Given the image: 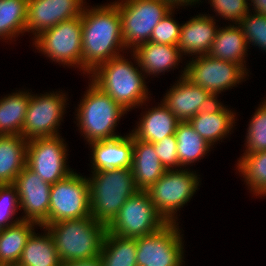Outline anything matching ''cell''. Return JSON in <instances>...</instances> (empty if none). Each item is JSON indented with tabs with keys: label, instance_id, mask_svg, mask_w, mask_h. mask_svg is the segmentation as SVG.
<instances>
[{
	"label": "cell",
	"instance_id": "6da1fadb",
	"mask_svg": "<svg viewBox=\"0 0 266 266\" xmlns=\"http://www.w3.org/2000/svg\"><path fill=\"white\" fill-rule=\"evenodd\" d=\"M82 18V71L90 75L99 65L127 50L123 44L118 7L107 4L88 8Z\"/></svg>",
	"mask_w": 266,
	"mask_h": 266
},
{
	"label": "cell",
	"instance_id": "7a4b0ae2",
	"mask_svg": "<svg viewBox=\"0 0 266 266\" xmlns=\"http://www.w3.org/2000/svg\"><path fill=\"white\" fill-rule=\"evenodd\" d=\"M124 55L112 58L99 65L89 77L103 92L108 94L126 111L139 107L148 101V88L145 85V75ZM92 74V75H91Z\"/></svg>",
	"mask_w": 266,
	"mask_h": 266
},
{
	"label": "cell",
	"instance_id": "3957f363",
	"mask_svg": "<svg viewBox=\"0 0 266 266\" xmlns=\"http://www.w3.org/2000/svg\"><path fill=\"white\" fill-rule=\"evenodd\" d=\"M50 232L61 262L100 257L107 226L92 216L44 225Z\"/></svg>",
	"mask_w": 266,
	"mask_h": 266
},
{
	"label": "cell",
	"instance_id": "277c9868",
	"mask_svg": "<svg viewBox=\"0 0 266 266\" xmlns=\"http://www.w3.org/2000/svg\"><path fill=\"white\" fill-rule=\"evenodd\" d=\"M91 176L87 178L91 216L108 226L128 198L138 191L132 168L94 171Z\"/></svg>",
	"mask_w": 266,
	"mask_h": 266
},
{
	"label": "cell",
	"instance_id": "5b68a950",
	"mask_svg": "<svg viewBox=\"0 0 266 266\" xmlns=\"http://www.w3.org/2000/svg\"><path fill=\"white\" fill-rule=\"evenodd\" d=\"M77 107V126L88 143L113 139L117 122L127 111L92 81ZM115 132V133H114Z\"/></svg>",
	"mask_w": 266,
	"mask_h": 266
},
{
	"label": "cell",
	"instance_id": "8992f818",
	"mask_svg": "<svg viewBox=\"0 0 266 266\" xmlns=\"http://www.w3.org/2000/svg\"><path fill=\"white\" fill-rule=\"evenodd\" d=\"M121 17L125 48L150 41L153 29L173 8L163 0H119L113 2Z\"/></svg>",
	"mask_w": 266,
	"mask_h": 266
},
{
	"label": "cell",
	"instance_id": "52a82bcc",
	"mask_svg": "<svg viewBox=\"0 0 266 266\" xmlns=\"http://www.w3.org/2000/svg\"><path fill=\"white\" fill-rule=\"evenodd\" d=\"M183 169H166L163 176L146 190L156 210L167 223H177L176 212L191 200L199 186V176Z\"/></svg>",
	"mask_w": 266,
	"mask_h": 266
},
{
	"label": "cell",
	"instance_id": "ba28073f",
	"mask_svg": "<svg viewBox=\"0 0 266 266\" xmlns=\"http://www.w3.org/2000/svg\"><path fill=\"white\" fill-rule=\"evenodd\" d=\"M166 224L147 191L138 190L120 208L107 226V232L120 237L138 238L155 233Z\"/></svg>",
	"mask_w": 266,
	"mask_h": 266
},
{
	"label": "cell",
	"instance_id": "9c48e42d",
	"mask_svg": "<svg viewBox=\"0 0 266 266\" xmlns=\"http://www.w3.org/2000/svg\"><path fill=\"white\" fill-rule=\"evenodd\" d=\"M36 49L52 62L77 66L82 70V18L81 16L60 22L34 37Z\"/></svg>",
	"mask_w": 266,
	"mask_h": 266
},
{
	"label": "cell",
	"instance_id": "30bf717a",
	"mask_svg": "<svg viewBox=\"0 0 266 266\" xmlns=\"http://www.w3.org/2000/svg\"><path fill=\"white\" fill-rule=\"evenodd\" d=\"M91 216L89 181L72 172L50 189L48 225Z\"/></svg>",
	"mask_w": 266,
	"mask_h": 266
},
{
	"label": "cell",
	"instance_id": "8fae6325",
	"mask_svg": "<svg viewBox=\"0 0 266 266\" xmlns=\"http://www.w3.org/2000/svg\"><path fill=\"white\" fill-rule=\"evenodd\" d=\"M178 223H167L159 231L136 238L137 266H182L184 242Z\"/></svg>",
	"mask_w": 266,
	"mask_h": 266
},
{
	"label": "cell",
	"instance_id": "7c38bea8",
	"mask_svg": "<svg viewBox=\"0 0 266 266\" xmlns=\"http://www.w3.org/2000/svg\"><path fill=\"white\" fill-rule=\"evenodd\" d=\"M194 58H190L192 60L184 67V77L209 91L215 98H218L221 91L239 85L248 75V72L235 62L212 58L209 55Z\"/></svg>",
	"mask_w": 266,
	"mask_h": 266
},
{
	"label": "cell",
	"instance_id": "4fadbf2b",
	"mask_svg": "<svg viewBox=\"0 0 266 266\" xmlns=\"http://www.w3.org/2000/svg\"><path fill=\"white\" fill-rule=\"evenodd\" d=\"M60 137L33 138L27 142L26 166L50 185L73 172L66 165L67 146Z\"/></svg>",
	"mask_w": 266,
	"mask_h": 266
},
{
	"label": "cell",
	"instance_id": "5bb4252c",
	"mask_svg": "<svg viewBox=\"0 0 266 266\" xmlns=\"http://www.w3.org/2000/svg\"><path fill=\"white\" fill-rule=\"evenodd\" d=\"M66 97L60 91L46 92L40 96L31 94L21 136L26 140L58 136V127L66 109Z\"/></svg>",
	"mask_w": 266,
	"mask_h": 266
},
{
	"label": "cell",
	"instance_id": "9a60e30c",
	"mask_svg": "<svg viewBox=\"0 0 266 266\" xmlns=\"http://www.w3.org/2000/svg\"><path fill=\"white\" fill-rule=\"evenodd\" d=\"M13 185L17 189L19 207L26 214L21 219L35 222L42 227L48 225L52 185L41 179L27 166L17 175Z\"/></svg>",
	"mask_w": 266,
	"mask_h": 266
},
{
	"label": "cell",
	"instance_id": "2e32d148",
	"mask_svg": "<svg viewBox=\"0 0 266 266\" xmlns=\"http://www.w3.org/2000/svg\"><path fill=\"white\" fill-rule=\"evenodd\" d=\"M180 79L168 91L163 100L164 105L180 121H189L201 110L212 107L219 100L201 86L191 83L182 71Z\"/></svg>",
	"mask_w": 266,
	"mask_h": 266
},
{
	"label": "cell",
	"instance_id": "e0dca14e",
	"mask_svg": "<svg viewBox=\"0 0 266 266\" xmlns=\"http://www.w3.org/2000/svg\"><path fill=\"white\" fill-rule=\"evenodd\" d=\"M85 3L84 0H28L25 32L31 31L36 37L60 22L81 16Z\"/></svg>",
	"mask_w": 266,
	"mask_h": 266
},
{
	"label": "cell",
	"instance_id": "ac0fdd59",
	"mask_svg": "<svg viewBox=\"0 0 266 266\" xmlns=\"http://www.w3.org/2000/svg\"><path fill=\"white\" fill-rule=\"evenodd\" d=\"M213 17L199 14L181 25L177 43L180 54L208 55L218 31Z\"/></svg>",
	"mask_w": 266,
	"mask_h": 266
},
{
	"label": "cell",
	"instance_id": "d6986e66",
	"mask_svg": "<svg viewBox=\"0 0 266 266\" xmlns=\"http://www.w3.org/2000/svg\"><path fill=\"white\" fill-rule=\"evenodd\" d=\"M91 167L93 171L131 168L133 158V135L91 142Z\"/></svg>",
	"mask_w": 266,
	"mask_h": 266
},
{
	"label": "cell",
	"instance_id": "ffe728a7",
	"mask_svg": "<svg viewBox=\"0 0 266 266\" xmlns=\"http://www.w3.org/2000/svg\"><path fill=\"white\" fill-rule=\"evenodd\" d=\"M235 115L236 113L218 101L212 107L201 110L188 122L204 140L213 146L214 143L229 135L234 128Z\"/></svg>",
	"mask_w": 266,
	"mask_h": 266
},
{
	"label": "cell",
	"instance_id": "44dd1931",
	"mask_svg": "<svg viewBox=\"0 0 266 266\" xmlns=\"http://www.w3.org/2000/svg\"><path fill=\"white\" fill-rule=\"evenodd\" d=\"M132 51L133 58L136 60L135 65H139L147 76L152 74L156 76L176 68L182 57L177 46L150 41L136 46Z\"/></svg>",
	"mask_w": 266,
	"mask_h": 266
},
{
	"label": "cell",
	"instance_id": "7402d4cb",
	"mask_svg": "<svg viewBox=\"0 0 266 266\" xmlns=\"http://www.w3.org/2000/svg\"><path fill=\"white\" fill-rule=\"evenodd\" d=\"M131 168L136 187L143 191L148 190L166 171L156 154L154 145L134 136Z\"/></svg>",
	"mask_w": 266,
	"mask_h": 266
},
{
	"label": "cell",
	"instance_id": "603a6c76",
	"mask_svg": "<svg viewBox=\"0 0 266 266\" xmlns=\"http://www.w3.org/2000/svg\"><path fill=\"white\" fill-rule=\"evenodd\" d=\"M180 121L172 112L160 103L157 107L150 108L142 115L137 127L131 134L141 141L157 143L166 136L175 134L177 124Z\"/></svg>",
	"mask_w": 266,
	"mask_h": 266
},
{
	"label": "cell",
	"instance_id": "cb8c5ba5",
	"mask_svg": "<svg viewBox=\"0 0 266 266\" xmlns=\"http://www.w3.org/2000/svg\"><path fill=\"white\" fill-rule=\"evenodd\" d=\"M247 47L248 44L242 29L238 24L235 26L230 24L225 28H218L208 55L212 58L235 62L247 72L249 71L245 65V56L248 55Z\"/></svg>",
	"mask_w": 266,
	"mask_h": 266
},
{
	"label": "cell",
	"instance_id": "d4e9b609",
	"mask_svg": "<svg viewBox=\"0 0 266 266\" xmlns=\"http://www.w3.org/2000/svg\"><path fill=\"white\" fill-rule=\"evenodd\" d=\"M27 142L21 135H0V185L13 184L26 166Z\"/></svg>",
	"mask_w": 266,
	"mask_h": 266
},
{
	"label": "cell",
	"instance_id": "484cf974",
	"mask_svg": "<svg viewBox=\"0 0 266 266\" xmlns=\"http://www.w3.org/2000/svg\"><path fill=\"white\" fill-rule=\"evenodd\" d=\"M43 235L35 231L28 238L16 266H61L62 262L55 248L54 240L46 227Z\"/></svg>",
	"mask_w": 266,
	"mask_h": 266
},
{
	"label": "cell",
	"instance_id": "4316f807",
	"mask_svg": "<svg viewBox=\"0 0 266 266\" xmlns=\"http://www.w3.org/2000/svg\"><path fill=\"white\" fill-rule=\"evenodd\" d=\"M39 226L32 221L21 220L17 224L0 231V263L4 266H16L28 238Z\"/></svg>",
	"mask_w": 266,
	"mask_h": 266
},
{
	"label": "cell",
	"instance_id": "83f0119b",
	"mask_svg": "<svg viewBox=\"0 0 266 266\" xmlns=\"http://www.w3.org/2000/svg\"><path fill=\"white\" fill-rule=\"evenodd\" d=\"M31 93L18 91L0 99V135H21Z\"/></svg>",
	"mask_w": 266,
	"mask_h": 266
},
{
	"label": "cell",
	"instance_id": "f1b7e54d",
	"mask_svg": "<svg viewBox=\"0 0 266 266\" xmlns=\"http://www.w3.org/2000/svg\"><path fill=\"white\" fill-rule=\"evenodd\" d=\"M177 155L181 168L195 163L209 153L211 145L204 140L188 121L179 122L176 127Z\"/></svg>",
	"mask_w": 266,
	"mask_h": 266
},
{
	"label": "cell",
	"instance_id": "f546056e",
	"mask_svg": "<svg viewBox=\"0 0 266 266\" xmlns=\"http://www.w3.org/2000/svg\"><path fill=\"white\" fill-rule=\"evenodd\" d=\"M136 238L106 232L101 248L102 266H137Z\"/></svg>",
	"mask_w": 266,
	"mask_h": 266
},
{
	"label": "cell",
	"instance_id": "4dcf8cb0",
	"mask_svg": "<svg viewBox=\"0 0 266 266\" xmlns=\"http://www.w3.org/2000/svg\"><path fill=\"white\" fill-rule=\"evenodd\" d=\"M28 0H0V39L13 40L25 33Z\"/></svg>",
	"mask_w": 266,
	"mask_h": 266
},
{
	"label": "cell",
	"instance_id": "1f68e13d",
	"mask_svg": "<svg viewBox=\"0 0 266 266\" xmlns=\"http://www.w3.org/2000/svg\"><path fill=\"white\" fill-rule=\"evenodd\" d=\"M236 168L255 196H266V150L241 156Z\"/></svg>",
	"mask_w": 266,
	"mask_h": 266
},
{
	"label": "cell",
	"instance_id": "d6a6232c",
	"mask_svg": "<svg viewBox=\"0 0 266 266\" xmlns=\"http://www.w3.org/2000/svg\"><path fill=\"white\" fill-rule=\"evenodd\" d=\"M249 123L243 156L266 150V100L259 105Z\"/></svg>",
	"mask_w": 266,
	"mask_h": 266
},
{
	"label": "cell",
	"instance_id": "836d02e7",
	"mask_svg": "<svg viewBox=\"0 0 266 266\" xmlns=\"http://www.w3.org/2000/svg\"><path fill=\"white\" fill-rule=\"evenodd\" d=\"M237 24L248 45L252 43L266 52V16L248 12Z\"/></svg>",
	"mask_w": 266,
	"mask_h": 266
},
{
	"label": "cell",
	"instance_id": "e575fe53",
	"mask_svg": "<svg viewBox=\"0 0 266 266\" xmlns=\"http://www.w3.org/2000/svg\"><path fill=\"white\" fill-rule=\"evenodd\" d=\"M18 209L20 207L16 187L13 184L0 185V229L17 224L22 220L16 218L13 221V216Z\"/></svg>",
	"mask_w": 266,
	"mask_h": 266
},
{
	"label": "cell",
	"instance_id": "d590c367",
	"mask_svg": "<svg viewBox=\"0 0 266 266\" xmlns=\"http://www.w3.org/2000/svg\"><path fill=\"white\" fill-rule=\"evenodd\" d=\"M174 8L165 15L152 31L150 42L177 46L181 25L172 18Z\"/></svg>",
	"mask_w": 266,
	"mask_h": 266
},
{
	"label": "cell",
	"instance_id": "8d00e7d4",
	"mask_svg": "<svg viewBox=\"0 0 266 266\" xmlns=\"http://www.w3.org/2000/svg\"><path fill=\"white\" fill-rule=\"evenodd\" d=\"M217 15L237 24L251 10L247 0H209Z\"/></svg>",
	"mask_w": 266,
	"mask_h": 266
},
{
	"label": "cell",
	"instance_id": "74e56055",
	"mask_svg": "<svg viewBox=\"0 0 266 266\" xmlns=\"http://www.w3.org/2000/svg\"><path fill=\"white\" fill-rule=\"evenodd\" d=\"M154 145L157 156L160 159L161 164L165 169H175L181 166L179 164V158L177 155V140L176 136H166L157 143H152Z\"/></svg>",
	"mask_w": 266,
	"mask_h": 266
},
{
	"label": "cell",
	"instance_id": "f35d334b",
	"mask_svg": "<svg viewBox=\"0 0 266 266\" xmlns=\"http://www.w3.org/2000/svg\"><path fill=\"white\" fill-rule=\"evenodd\" d=\"M61 266H102V260L100 257H96L88 260L63 262Z\"/></svg>",
	"mask_w": 266,
	"mask_h": 266
},
{
	"label": "cell",
	"instance_id": "ab89813d",
	"mask_svg": "<svg viewBox=\"0 0 266 266\" xmlns=\"http://www.w3.org/2000/svg\"><path fill=\"white\" fill-rule=\"evenodd\" d=\"M252 4L253 13L266 16V0H250Z\"/></svg>",
	"mask_w": 266,
	"mask_h": 266
},
{
	"label": "cell",
	"instance_id": "60d3db41",
	"mask_svg": "<svg viewBox=\"0 0 266 266\" xmlns=\"http://www.w3.org/2000/svg\"><path fill=\"white\" fill-rule=\"evenodd\" d=\"M168 3L172 8H178V6L196 5L201 0H163ZM197 2V3H196ZM177 6V7H176Z\"/></svg>",
	"mask_w": 266,
	"mask_h": 266
}]
</instances>
